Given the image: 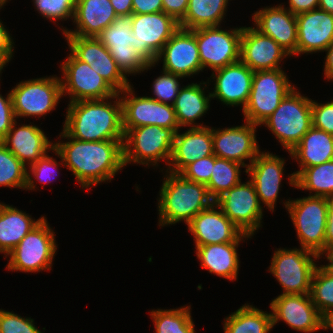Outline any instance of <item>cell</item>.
I'll return each instance as SVG.
<instances>
[{
    "mask_svg": "<svg viewBox=\"0 0 333 333\" xmlns=\"http://www.w3.org/2000/svg\"><path fill=\"white\" fill-rule=\"evenodd\" d=\"M243 27L222 30L220 26L195 28L202 69L212 71L240 60ZM230 31V32H229Z\"/></svg>",
    "mask_w": 333,
    "mask_h": 333,
    "instance_id": "13",
    "label": "cell"
},
{
    "mask_svg": "<svg viewBox=\"0 0 333 333\" xmlns=\"http://www.w3.org/2000/svg\"><path fill=\"white\" fill-rule=\"evenodd\" d=\"M54 148L62 157L64 167L72 171L81 188H91L110 181L123 169V140L81 141L68 136L64 131Z\"/></svg>",
    "mask_w": 333,
    "mask_h": 333,
    "instance_id": "1",
    "label": "cell"
},
{
    "mask_svg": "<svg viewBox=\"0 0 333 333\" xmlns=\"http://www.w3.org/2000/svg\"><path fill=\"white\" fill-rule=\"evenodd\" d=\"M214 155L203 157L187 165L179 174L190 181L207 184L211 178Z\"/></svg>",
    "mask_w": 333,
    "mask_h": 333,
    "instance_id": "45",
    "label": "cell"
},
{
    "mask_svg": "<svg viewBox=\"0 0 333 333\" xmlns=\"http://www.w3.org/2000/svg\"><path fill=\"white\" fill-rule=\"evenodd\" d=\"M70 52L80 61L88 63L93 70L102 76L117 92L131 84L109 50L96 37L65 36Z\"/></svg>",
    "mask_w": 333,
    "mask_h": 333,
    "instance_id": "17",
    "label": "cell"
},
{
    "mask_svg": "<svg viewBox=\"0 0 333 333\" xmlns=\"http://www.w3.org/2000/svg\"><path fill=\"white\" fill-rule=\"evenodd\" d=\"M16 120L11 93L9 92L5 98L0 94V141L5 138Z\"/></svg>",
    "mask_w": 333,
    "mask_h": 333,
    "instance_id": "47",
    "label": "cell"
},
{
    "mask_svg": "<svg viewBox=\"0 0 333 333\" xmlns=\"http://www.w3.org/2000/svg\"><path fill=\"white\" fill-rule=\"evenodd\" d=\"M259 125L245 121L241 126L223 129L212 128L214 155L219 158L238 162L246 167L259 154L256 138V128ZM249 160V164L244 161Z\"/></svg>",
    "mask_w": 333,
    "mask_h": 333,
    "instance_id": "21",
    "label": "cell"
},
{
    "mask_svg": "<svg viewBox=\"0 0 333 333\" xmlns=\"http://www.w3.org/2000/svg\"><path fill=\"white\" fill-rule=\"evenodd\" d=\"M312 126L333 135V101L317 103L312 100Z\"/></svg>",
    "mask_w": 333,
    "mask_h": 333,
    "instance_id": "46",
    "label": "cell"
},
{
    "mask_svg": "<svg viewBox=\"0 0 333 333\" xmlns=\"http://www.w3.org/2000/svg\"><path fill=\"white\" fill-rule=\"evenodd\" d=\"M175 132L157 125H146L129 129L124 134L123 161L158 166L160 160L169 165L174 145Z\"/></svg>",
    "mask_w": 333,
    "mask_h": 333,
    "instance_id": "6",
    "label": "cell"
},
{
    "mask_svg": "<svg viewBox=\"0 0 333 333\" xmlns=\"http://www.w3.org/2000/svg\"><path fill=\"white\" fill-rule=\"evenodd\" d=\"M16 119L45 116L53 111L62 95L60 77L49 76L21 81L10 91Z\"/></svg>",
    "mask_w": 333,
    "mask_h": 333,
    "instance_id": "10",
    "label": "cell"
},
{
    "mask_svg": "<svg viewBox=\"0 0 333 333\" xmlns=\"http://www.w3.org/2000/svg\"><path fill=\"white\" fill-rule=\"evenodd\" d=\"M191 306L176 309H158L150 312L155 333H195Z\"/></svg>",
    "mask_w": 333,
    "mask_h": 333,
    "instance_id": "38",
    "label": "cell"
},
{
    "mask_svg": "<svg viewBox=\"0 0 333 333\" xmlns=\"http://www.w3.org/2000/svg\"><path fill=\"white\" fill-rule=\"evenodd\" d=\"M110 0H76L73 23L76 29L62 28L65 36L96 37L117 18Z\"/></svg>",
    "mask_w": 333,
    "mask_h": 333,
    "instance_id": "28",
    "label": "cell"
},
{
    "mask_svg": "<svg viewBox=\"0 0 333 333\" xmlns=\"http://www.w3.org/2000/svg\"><path fill=\"white\" fill-rule=\"evenodd\" d=\"M242 164L219 158L214 155L211 178L206 184L210 197L215 201L224 192L241 182L240 168Z\"/></svg>",
    "mask_w": 333,
    "mask_h": 333,
    "instance_id": "37",
    "label": "cell"
},
{
    "mask_svg": "<svg viewBox=\"0 0 333 333\" xmlns=\"http://www.w3.org/2000/svg\"><path fill=\"white\" fill-rule=\"evenodd\" d=\"M317 259V254L301 247L274 251L269 271L282 286V294H310Z\"/></svg>",
    "mask_w": 333,
    "mask_h": 333,
    "instance_id": "9",
    "label": "cell"
},
{
    "mask_svg": "<svg viewBox=\"0 0 333 333\" xmlns=\"http://www.w3.org/2000/svg\"><path fill=\"white\" fill-rule=\"evenodd\" d=\"M97 38L109 50L117 67L125 76L127 74L128 76L129 74L136 75L155 66V64H150L133 47L134 41L129 16H118Z\"/></svg>",
    "mask_w": 333,
    "mask_h": 333,
    "instance_id": "16",
    "label": "cell"
},
{
    "mask_svg": "<svg viewBox=\"0 0 333 333\" xmlns=\"http://www.w3.org/2000/svg\"><path fill=\"white\" fill-rule=\"evenodd\" d=\"M44 216L32 219L27 213L12 205L0 204V253L9 254L20 241L36 227Z\"/></svg>",
    "mask_w": 333,
    "mask_h": 333,
    "instance_id": "33",
    "label": "cell"
},
{
    "mask_svg": "<svg viewBox=\"0 0 333 333\" xmlns=\"http://www.w3.org/2000/svg\"><path fill=\"white\" fill-rule=\"evenodd\" d=\"M223 213L242 231L252 237L261 227L263 207L251 180L238 183L214 201Z\"/></svg>",
    "mask_w": 333,
    "mask_h": 333,
    "instance_id": "15",
    "label": "cell"
},
{
    "mask_svg": "<svg viewBox=\"0 0 333 333\" xmlns=\"http://www.w3.org/2000/svg\"><path fill=\"white\" fill-rule=\"evenodd\" d=\"M69 103L63 126L68 136L81 141L124 140L119 93L105 99Z\"/></svg>",
    "mask_w": 333,
    "mask_h": 333,
    "instance_id": "2",
    "label": "cell"
},
{
    "mask_svg": "<svg viewBox=\"0 0 333 333\" xmlns=\"http://www.w3.org/2000/svg\"><path fill=\"white\" fill-rule=\"evenodd\" d=\"M158 200L159 226L179 223L186 225L214 200L205 184L185 179L180 174L166 171Z\"/></svg>",
    "mask_w": 333,
    "mask_h": 333,
    "instance_id": "3",
    "label": "cell"
},
{
    "mask_svg": "<svg viewBox=\"0 0 333 333\" xmlns=\"http://www.w3.org/2000/svg\"><path fill=\"white\" fill-rule=\"evenodd\" d=\"M132 1L133 0H110L117 16L129 17L132 15Z\"/></svg>",
    "mask_w": 333,
    "mask_h": 333,
    "instance_id": "53",
    "label": "cell"
},
{
    "mask_svg": "<svg viewBox=\"0 0 333 333\" xmlns=\"http://www.w3.org/2000/svg\"><path fill=\"white\" fill-rule=\"evenodd\" d=\"M310 297L320 315L333 313V276L317 266L311 281Z\"/></svg>",
    "mask_w": 333,
    "mask_h": 333,
    "instance_id": "39",
    "label": "cell"
},
{
    "mask_svg": "<svg viewBox=\"0 0 333 333\" xmlns=\"http://www.w3.org/2000/svg\"><path fill=\"white\" fill-rule=\"evenodd\" d=\"M181 78V76L163 70L161 76L153 81L152 90L155 97L150 98L173 105L181 87L180 82H178Z\"/></svg>",
    "mask_w": 333,
    "mask_h": 333,
    "instance_id": "43",
    "label": "cell"
},
{
    "mask_svg": "<svg viewBox=\"0 0 333 333\" xmlns=\"http://www.w3.org/2000/svg\"><path fill=\"white\" fill-rule=\"evenodd\" d=\"M324 330L329 328L333 330V313L324 318Z\"/></svg>",
    "mask_w": 333,
    "mask_h": 333,
    "instance_id": "57",
    "label": "cell"
},
{
    "mask_svg": "<svg viewBox=\"0 0 333 333\" xmlns=\"http://www.w3.org/2000/svg\"><path fill=\"white\" fill-rule=\"evenodd\" d=\"M8 0H0V9L6 4Z\"/></svg>",
    "mask_w": 333,
    "mask_h": 333,
    "instance_id": "58",
    "label": "cell"
},
{
    "mask_svg": "<svg viewBox=\"0 0 333 333\" xmlns=\"http://www.w3.org/2000/svg\"><path fill=\"white\" fill-rule=\"evenodd\" d=\"M175 133L172 156L167 172L179 174L187 165L214 155L212 128L191 127L185 133Z\"/></svg>",
    "mask_w": 333,
    "mask_h": 333,
    "instance_id": "27",
    "label": "cell"
},
{
    "mask_svg": "<svg viewBox=\"0 0 333 333\" xmlns=\"http://www.w3.org/2000/svg\"><path fill=\"white\" fill-rule=\"evenodd\" d=\"M290 155L300 167L288 176L289 184L295 187V176L302 169L333 160V135L312 126Z\"/></svg>",
    "mask_w": 333,
    "mask_h": 333,
    "instance_id": "30",
    "label": "cell"
},
{
    "mask_svg": "<svg viewBox=\"0 0 333 333\" xmlns=\"http://www.w3.org/2000/svg\"><path fill=\"white\" fill-rule=\"evenodd\" d=\"M36 10L53 22L74 19L76 0H33Z\"/></svg>",
    "mask_w": 333,
    "mask_h": 333,
    "instance_id": "42",
    "label": "cell"
},
{
    "mask_svg": "<svg viewBox=\"0 0 333 333\" xmlns=\"http://www.w3.org/2000/svg\"><path fill=\"white\" fill-rule=\"evenodd\" d=\"M326 59L324 65V75L326 80H333V43L330 44L326 49Z\"/></svg>",
    "mask_w": 333,
    "mask_h": 333,
    "instance_id": "54",
    "label": "cell"
},
{
    "mask_svg": "<svg viewBox=\"0 0 333 333\" xmlns=\"http://www.w3.org/2000/svg\"><path fill=\"white\" fill-rule=\"evenodd\" d=\"M295 188L310 191L309 196L333 198V160L302 169L295 176Z\"/></svg>",
    "mask_w": 333,
    "mask_h": 333,
    "instance_id": "36",
    "label": "cell"
},
{
    "mask_svg": "<svg viewBox=\"0 0 333 333\" xmlns=\"http://www.w3.org/2000/svg\"><path fill=\"white\" fill-rule=\"evenodd\" d=\"M133 47L150 64H155L164 44L179 29V23L164 12L130 16Z\"/></svg>",
    "mask_w": 333,
    "mask_h": 333,
    "instance_id": "12",
    "label": "cell"
},
{
    "mask_svg": "<svg viewBox=\"0 0 333 333\" xmlns=\"http://www.w3.org/2000/svg\"><path fill=\"white\" fill-rule=\"evenodd\" d=\"M253 74L254 71L241 60L214 70L210 76L212 80H215L214 91L210 93L211 97L227 106L242 105L243 111L250 96Z\"/></svg>",
    "mask_w": 333,
    "mask_h": 333,
    "instance_id": "23",
    "label": "cell"
},
{
    "mask_svg": "<svg viewBox=\"0 0 333 333\" xmlns=\"http://www.w3.org/2000/svg\"><path fill=\"white\" fill-rule=\"evenodd\" d=\"M162 12V0H133L132 14H152Z\"/></svg>",
    "mask_w": 333,
    "mask_h": 333,
    "instance_id": "50",
    "label": "cell"
},
{
    "mask_svg": "<svg viewBox=\"0 0 333 333\" xmlns=\"http://www.w3.org/2000/svg\"><path fill=\"white\" fill-rule=\"evenodd\" d=\"M282 4L264 7L254 12V27L261 34L271 37L291 56L297 55V19Z\"/></svg>",
    "mask_w": 333,
    "mask_h": 333,
    "instance_id": "24",
    "label": "cell"
},
{
    "mask_svg": "<svg viewBox=\"0 0 333 333\" xmlns=\"http://www.w3.org/2000/svg\"><path fill=\"white\" fill-rule=\"evenodd\" d=\"M60 66L64 76L62 95L67 94L70 102L105 99L118 93L88 63L78 60L71 52Z\"/></svg>",
    "mask_w": 333,
    "mask_h": 333,
    "instance_id": "14",
    "label": "cell"
},
{
    "mask_svg": "<svg viewBox=\"0 0 333 333\" xmlns=\"http://www.w3.org/2000/svg\"><path fill=\"white\" fill-rule=\"evenodd\" d=\"M52 151L55 152V154H57V157L59 156V158L61 159V163L58 164V162L56 161V159L52 158L51 156L47 155V153L42 156L41 158H39L36 162L32 163L28 168L30 170H27V183H26V190H34L36 187L35 185V181L34 179H37L38 182H41V184L43 183H49L51 182V180L54 178H56L55 174L56 171L58 170V165H63V160L62 157L60 156V154L58 153V151L53 147ZM30 171V172H29ZM31 173V174H30ZM33 178L35 176V178L32 180V176Z\"/></svg>",
    "mask_w": 333,
    "mask_h": 333,
    "instance_id": "41",
    "label": "cell"
},
{
    "mask_svg": "<svg viewBox=\"0 0 333 333\" xmlns=\"http://www.w3.org/2000/svg\"><path fill=\"white\" fill-rule=\"evenodd\" d=\"M332 249H333V198L330 199V205L327 214L325 252L331 251Z\"/></svg>",
    "mask_w": 333,
    "mask_h": 333,
    "instance_id": "52",
    "label": "cell"
},
{
    "mask_svg": "<svg viewBox=\"0 0 333 333\" xmlns=\"http://www.w3.org/2000/svg\"><path fill=\"white\" fill-rule=\"evenodd\" d=\"M285 160L268 152H259L254 161L245 170L253 182L259 203L274 211L280 184L283 179Z\"/></svg>",
    "mask_w": 333,
    "mask_h": 333,
    "instance_id": "25",
    "label": "cell"
},
{
    "mask_svg": "<svg viewBox=\"0 0 333 333\" xmlns=\"http://www.w3.org/2000/svg\"><path fill=\"white\" fill-rule=\"evenodd\" d=\"M319 9L333 14V0H319Z\"/></svg>",
    "mask_w": 333,
    "mask_h": 333,
    "instance_id": "56",
    "label": "cell"
},
{
    "mask_svg": "<svg viewBox=\"0 0 333 333\" xmlns=\"http://www.w3.org/2000/svg\"><path fill=\"white\" fill-rule=\"evenodd\" d=\"M0 333H43L31 318L0 309Z\"/></svg>",
    "mask_w": 333,
    "mask_h": 333,
    "instance_id": "44",
    "label": "cell"
},
{
    "mask_svg": "<svg viewBox=\"0 0 333 333\" xmlns=\"http://www.w3.org/2000/svg\"><path fill=\"white\" fill-rule=\"evenodd\" d=\"M297 54L324 52L333 43V14L315 9L296 15Z\"/></svg>",
    "mask_w": 333,
    "mask_h": 333,
    "instance_id": "26",
    "label": "cell"
},
{
    "mask_svg": "<svg viewBox=\"0 0 333 333\" xmlns=\"http://www.w3.org/2000/svg\"><path fill=\"white\" fill-rule=\"evenodd\" d=\"M296 228L301 248L318 256L325 252V234L330 198L307 196L283 203Z\"/></svg>",
    "mask_w": 333,
    "mask_h": 333,
    "instance_id": "5",
    "label": "cell"
},
{
    "mask_svg": "<svg viewBox=\"0 0 333 333\" xmlns=\"http://www.w3.org/2000/svg\"><path fill=\"white\" fill-rule=\"evenodd\" d=\"M133 92L131 85L118 92L122 104L124 134L131 128L146 125L172 129L175 133L180 129L173 105L161 103L147 96L136 97Z\"/></svg>",
    "mask_w": 333,
    "mask_h": 333,
    "instance_id": "11",
    "label": "cell"
},
{
    "mask_svg": "<svg viewBox=\"0 0 333 333\" xmlns=\"http://www.w3.org/2000/svg\"><path fill=\"white\" fill-rule=\"evenodd\" d=\"M272 327L280 320L296 331L312 333L324 329V318L310 294H281L270 303Z\"/></svg>",
    "mask_w": 333,
    "mask_h": 333,
    "instance_id": "18",
    "label": "cell"
},
{
    "mask_svg": "<svg viewBox=\"0 0 333 333\" xmlns=\"http://www.w3.org/2000/svg\"><path fill=\"white\" fill-rule=\"evenodd\" d=\"M163 60L162 70L182 79L203 71L195 37V29L180 28L164 44L155 64Z\"/></svg>",
    "mask_w": 333,
    "mask_h": 333,
    "instance_id": "19",
    "label": "cell"
},
{
    "mask_svg": "<svg viewBox=\"0 0 333 333\" xmlns=\"http://www.w3.org/2000/svg\"><path fill=\"white\" fill-rule=\"evenodd\" d=\"M28 168L0 141V186L25 189Z\"/></svg>",
    "mask_w": 333,
    "mask_h": 333,
    "instance_id": "40",
    "label": "cell"
},
{
    "mask_svg": "<svg viewBox=\"0 0 333 333\" xmlns=\"http://www.w3.org/2000/svg\"><path fill=\"white\" fill-rule=\"evenodd\" d=\"M187 226L189 232L194 236L195 247L241 242L244 238L245 240L251 238L243 234L215 202L199 212Z\"/></svg>",
    "mask_w": 333,
    "mask_h": 333,
    "instance_id": "20",
    "label": "cell"
},
{
    "mask_svg": "<svg viewBox=\"0 0 333 333\" xmlns=\"http://www.w3.org/2000/svg\"><path fill=\"white\" fill-rule=\"evenodd\" d=\"M311 108L312 100L294 88L261 124L267 126L290 153L312 127Z\"/></svg>",
    "mask_w": 333,
    "mask_h": 333,
    "instance_id": "4",
    "label": "cell"
},
{
    "mask_svg": "<svg viewBox=\"0 0 333 333\" xmlns=\"http://www.w3.org/2000/svg\"><path fill=\"white\" fill-rule=\"evenodd\" d=\"M229 0H189L185 17L179 27L192 30L199 27L220 26L227 12Z\"/></svg>",
    "mask_w": 333,
    "mask_h": 333,
    "instance_id": "34",
    "label": "cell"
},
{
    "mask_svg": "<svg viewBox=\"0 0 333 333\" xmlns=\"http://www.w3.org/2000/svg\"><path fill=\"white\" fill-rule=\"evenodd\" d=\"M55 233L47 218L34 227L9 253L6 268L9 271L40 272L51 270L57 249Z\"/></svg>",
    "mask_w": 333,
    "mask_h": 333,
    "instance_id": "8",
    "label": "cell"
},
{
    "mask_svg": "<svg viewBox=\"0 0 333 333\" xmlns=\"http://www.w3.org/2000/svg\"><path fill=\"white\" fill-rule=\"evenodd\" d=\"M239 244L230 242L196 246V255L201 261V267L211 274L231 281L236 280L240 263L237 253Z\"/></svg>",
    "mask_w": 333,
    "mask_h": 333,
    "instance_id": "31",
    "label": "cell"
},
{
    "mask_svg": "<svg viewBox=\"0 0 333 333\" xmlns=\"http://www.w3.org/2000/svg\"><path fill=\"white\" fill-rule=\"evenodd\" d=\"M0 21V69L4 70L3 67L12 59L14 42L8 29Z\"/></svg>",
    "mask_w": 333,
    "mask_h": 333,
    "instance_id": "48",
    "label": "cell"
},
{
    "mask_svg": "<svg viewBox=\"0 0 333 333\" xmlns=\"http://www.w3.org/2000/svg\"><path fill=\"white\" fill-rule=\"evenodd\" d=\"M291 56L271 37L254 27H243L240 39V60L252 71L280 69V62Z\"/></svg>",
    "mask_w": 333,
    "mask_h": 333,
    "instance_id": "22",
    "label": "cell"
},
{
    "mask_svg": "<svg viewBox=\"0 0 333 333\" xmlns=\"http://www.w3.org/2000/svg\"><path fill=\"white\" fill-rule=\"evenodd\" d=\"M319 0H289L288 10L294 15L318 9Z\"/></svg>",
    "mask_w": 333,
    "mask_h": 333,
    "instance_id": "51",
    "label": "cell"
},
{
    "mask_svg": "<svg viewBox=\"0 0 333 333\" xmlns=\"http://www.w3.org/2000/svg\"><path fill=\"white\" fill-rule=\"evenodd\" d=\"M224 333H269L272 314L255 308L248 303L225 318Z\"/></svg>",
    "mask_w": 333,
    "mask_h": 333,
    "instance_id": "35",
    "label": "cell"
},
{
    "mask_svg": "<svg viewBox=\"0 0 333 333\" xmlns=\"http://www.w3.org/2000/svg\"><path fill=\"white\" fill-rule=\"evenodd\" d=\"M294 88L281 68L254 71L250 96L243 109L245 121L260 126Z\"/></svg>",
    "mask_w": 333,
    "mask_h": 333,
    "instance_id": "7",
    "label": "cell"
},
{
    "mask_svg": "<svg viewBox=\"0 0 333 333\" xmlns=\"http://www.w3.org/2000/svg\"><path fill=\"white\" fill-rule=\"evenodd\" d=\"M325 254V255H324ZM324 255L326 259L328 260V264L326 265H320L327 273H329L331 276H333V252L332 251H327L324 253H321L319 255V258Z\"/></svg>",
    "mask_w": 333,
    "mask_h": 333,
    "instance_id": "55",
    "label": "cell"
},
{
    "mask_svg": "<svg viewBox=\"0 0 333 333\" xmlns=\"http://www.w3.org/2000/svg\"><path fill=\"white\" fill-rule=\"evenodd\" d=\"M207 83L209 84L204 81L200 84L191 83L180 88L173 104L180 128L182 126L205 127L203 124H196L195 121L205 115L210 107L211 94L210 92L208 95L205 94V90L208 88ZM202 84L205 86H201Z\"/></svg>",
    "mask_w": 333,
    "mask_h": 333,
    "instance_id": "32",
    "label": "cell"
},
{
    "mask_svg": "<svg viewBox=\"0 0 333 333\" xmlns=\"http://www.w3.org/2000/svg\"><path fill=\"white\" fill-rule=\"evenodd\" d=\"M15 121L1 141L25 166H30L52 150L54 143L48 140L42 129L36 125H20ZM28 164V165H27Z\"/></svg>",
    "mask_w": 333,
    "mask_h": 333,
    "instance_id": "29",
    "label": "cell"
},
{
    "mask_svg": "<svg viewBox=\"0 0 333 333\" xmlns=\"http://www.w3.org/2000/svg\"><path fill=\"white\" fill-rule=\"evenodd\" d=\"M189 0H162V12L172 16L178 23L185 17Z\"/></svg>",
    "mask_w": 333,
    "mask_h": 333,
    "instance_id": "49",
    "label": "cell"
}]
</instances>
